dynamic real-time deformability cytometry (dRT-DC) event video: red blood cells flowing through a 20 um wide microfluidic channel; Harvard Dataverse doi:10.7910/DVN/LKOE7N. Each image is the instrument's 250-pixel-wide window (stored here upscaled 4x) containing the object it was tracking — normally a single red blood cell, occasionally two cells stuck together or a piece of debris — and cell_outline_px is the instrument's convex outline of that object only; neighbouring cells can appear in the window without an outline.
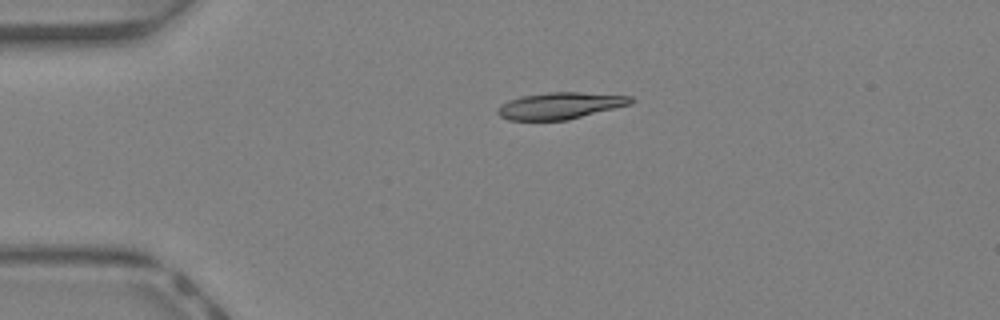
{"species": "Egyptian fruit bat (a non-hibernating species)", "species_latin": "Rousettus aegyptiacus", "temperature_condition": "warm", "stored_images_in_passage": 35, "camera_frame_rate_fps": 3000, "um_per_image_px": 0.085, "animal": {"sex": "female"}, "frame": {"image": 1, "passage_image": 1, "time_ms": 0.0, "image_size_px": [1000, 320], "cell_outline_px": [[636, 100], [632, 104], [568, 120], [508, 120], [500, 116], [496, 112], [500, 104], [508, 100], [520, 96], [548, 92], [580, 92], [632, 96]], "centroid_in_image_um": [47.62, 8.98], "position_along_channel_um": 37.4, "area_um2": 20.92}}
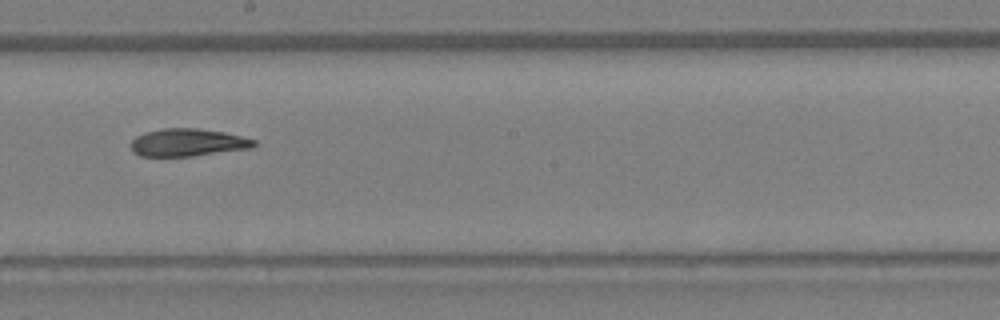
{"frame": {"image": 2, "passage_image": 16, "time_ms": 5.0, "image_size_px": [1000, 320], "cell_outline_px": [[256, 144], [252, 148], [192, 156], [140, 156], [132, 152], [132, 140], [136, 136], [144, 132], [160, 128], [196, 128], [224, 132], [256, 140]], "centroid_in_image_um": [15.94, 12.11], "position_along_channel_um": 232.3, "area_um2": 19.83}}
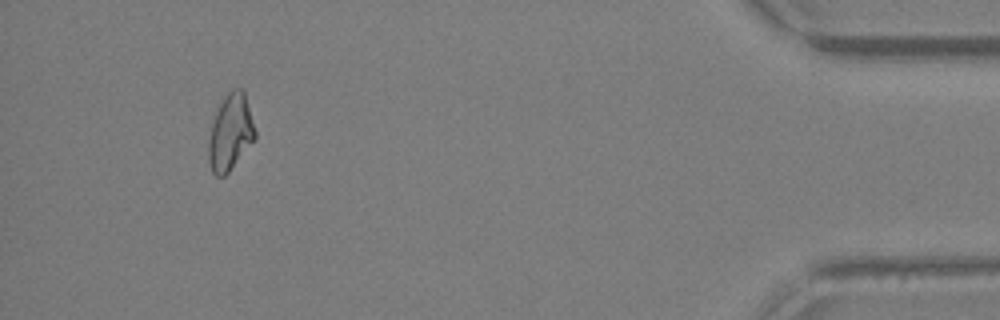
{"frame": {"image": 3, "passage_image": 32, "time_ms": 10.333, "image_size_px": [1000, 320], "cell_outline_px": [[256, 140], [228, 172], [224, 176], [216, 176], [212, 172], [208, 160], [208, 140], [216, 108], [224, 96], [232, 88], [244, 88], [256, 132]], "centroid_in_image_um": [19.59, 11.23], "position_along_channel_um": 415.6, "area_um2": 21.04}, "authors_computed_cell_mechanics": {"area_um2": 20.6346, "velocity_mm_per_s": 4.6794, "shape_relaxation_time_tau1_ms": 6.2703, "shape_relaxation_time_tau2_ms": 4.4688, "deformation_change_tau1": 0.2023, "deformation_change_tau2": 0.1118}}